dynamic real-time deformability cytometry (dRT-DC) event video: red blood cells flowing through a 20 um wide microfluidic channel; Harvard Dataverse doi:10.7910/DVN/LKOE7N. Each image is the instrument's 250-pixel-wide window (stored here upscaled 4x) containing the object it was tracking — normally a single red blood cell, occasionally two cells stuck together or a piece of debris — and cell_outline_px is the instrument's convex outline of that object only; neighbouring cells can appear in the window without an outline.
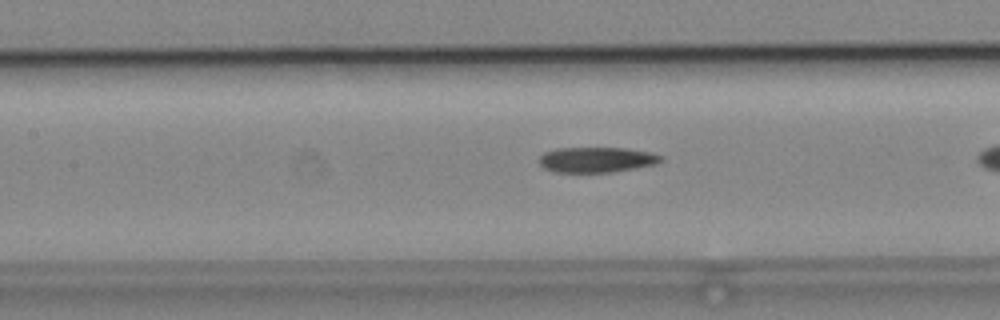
{"species": "common noctule bat (a hibernating species)", "species_latin": "Nyctalus noctula", "temperature_condition": "cold", "stored_images_in_passage": 21, "camera_frame_rate_fps": 3000, "um_per_image_px": 0.085, "animal": {"sex": "male", "body_mass_g": 19.2, "forearm_length_mm": 51.8}, "frame": {"image": 1, "passage_image": 12, "time_ms": 3.667, "image_size_px": [1000, 320], "cell_outline_px": [[664, 160], [656, 164], [636, 168], [612, 172], [556, 172], [544, 168], [540, 164], [540, 156], [544, 152], [556, 148], [628, 148], [652, 152], [664, 156]], "centroid_in_image_um": [50.77, 13.57], "position_along_channel_um": 156.6, "area_um2": 18.15}}
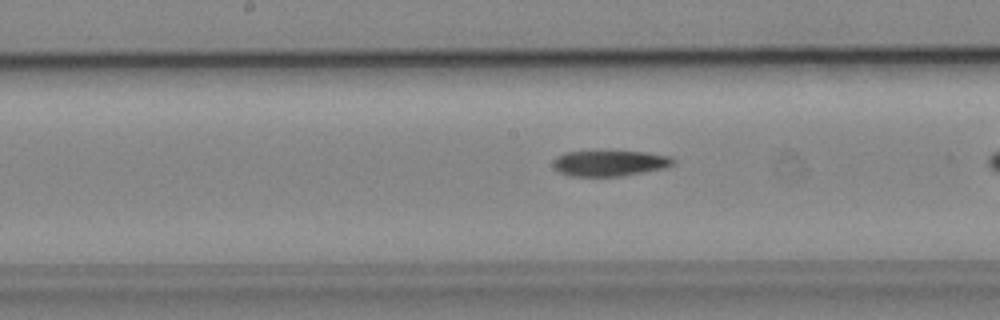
{"frame": {"image": 2, "passage_image": 15, "time_ms": 4.667, "image_size_px": [1000, 320], "cell_outline_px": [[676, 160], [672, 164], [664, 168], [644, 172], [620, 176], [568, 176], [560, 172], [552, 164], [556, 156], [564, 152], [648, 152], [668, 156]], "centroid_in_image_um": [51.81, 13.88], "position_along_channel_um": 196.4, "area_um2": 17.74}}
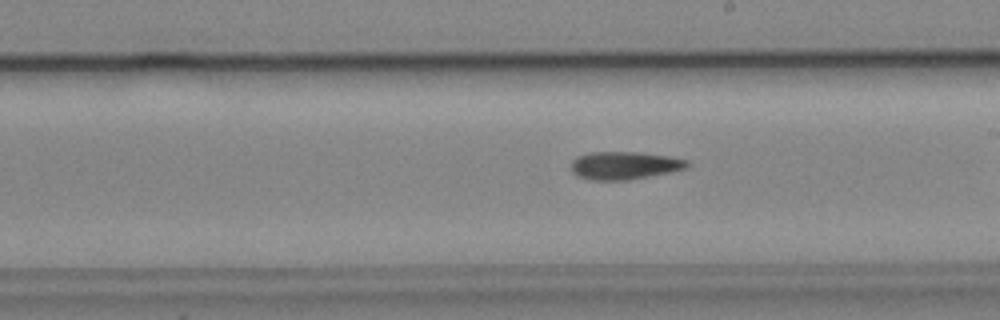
{"frame": {"image": 3, "passage_image": 18, "time_ms": 5.667, "image_size_px": [1000, 320], "cell_outline_px": [[692, 164], [688, 168], [628, 180], [592, 180], [576, 176], [572, 172], [572, 160], [576, 156], [588, 152], [640, 152], [668, 156], [688, 160]], "centroid_in_image_um": [53.07, 14.05], "position_along_channel_um": 235.9, "area_um2": 18.96}}